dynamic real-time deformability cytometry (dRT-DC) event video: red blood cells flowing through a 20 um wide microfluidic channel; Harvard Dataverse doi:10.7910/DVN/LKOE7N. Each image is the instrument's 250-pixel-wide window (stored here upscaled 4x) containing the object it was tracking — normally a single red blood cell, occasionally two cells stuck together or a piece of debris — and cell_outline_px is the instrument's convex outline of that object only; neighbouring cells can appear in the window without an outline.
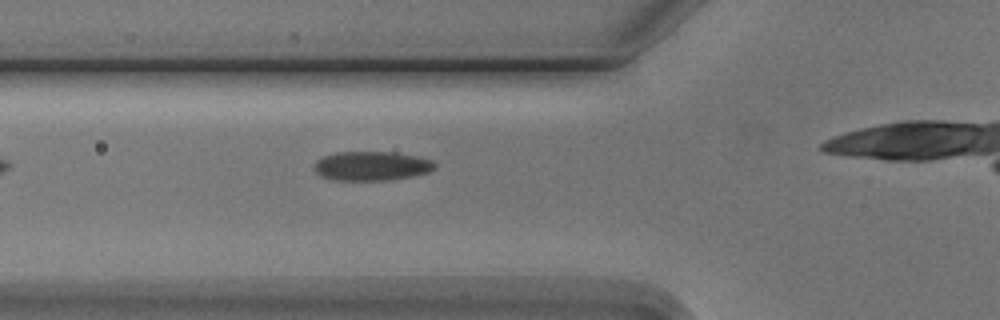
{"species": "Egyptian fruit bat (a non-hibernating species)", "species_latin": "Rousettus aegyptiacus", "temperature_condition": "cold", "stored_images_in_passage": 4, "camera_frame_rate_fps": 3000, "um_per_image_px": 0.085, "animal": {"sex": "male"}, "frame": {"image": 1, "passage_image": 3, "time_ms": 2.333, "image_size_px": [1000, 320], "cell_outline_px": [[436, 168], [428, 172], [412, 176], [388, 180], [332, 180], [320, 176], [316, 172], [316, 160], [324, 156], [336, 152], [396, 152], [416, 156], [432, 160], [436, 164]], "centroid_in_image_um": [31.6, 14.1], "position_along_channel_um": 94.2, "area_um2": 20.52}}